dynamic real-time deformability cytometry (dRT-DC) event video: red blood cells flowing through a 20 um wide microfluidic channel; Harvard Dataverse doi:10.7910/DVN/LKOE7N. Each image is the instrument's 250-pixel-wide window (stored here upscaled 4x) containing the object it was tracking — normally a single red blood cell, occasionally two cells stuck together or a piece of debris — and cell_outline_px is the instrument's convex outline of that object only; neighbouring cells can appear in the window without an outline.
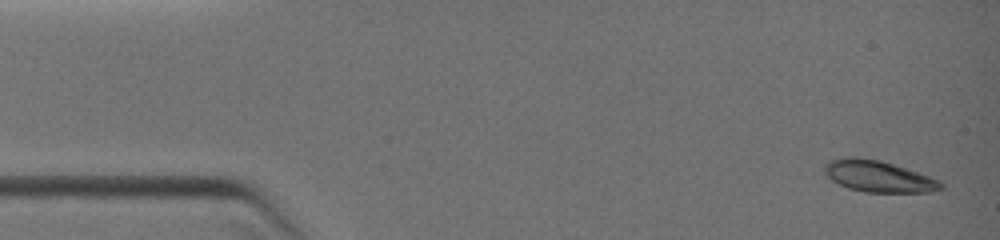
{"species": "common noctule bat (a hibernating species)", "species_latin": "Nyctalus noctula", "temperature_condition": "warm", "stored_images_in_passage": 6, "camera_frame_rate_fps": 3000, "um_per_image_px": 0.085, "animal": {"sex": "female", "body_mass_g": 19.0, "forearm_length_mm": 51.5}, "frame": {"image": 1, "passage_image": 1, "time_ms": 0.0, "image_size_px": [1000, 240], "cell_outline_px": [[944, 188], [932, 192], [864, 192], [848, 188], [832, 180], [824, 172], [824, 164], [828, 160], [848, 156], [852, 156], [880, 160], [940, 180], [944, 184]], "centroid_in_image_um": [74.65, 14.99], "position_along_channel_um": 10.4, "area_um2": 21.27}}
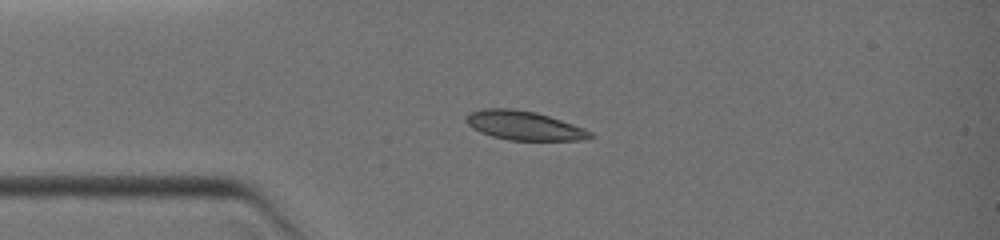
{"frame": {"image": 2, "passage_image": 4, "time_ms": 2.667, "image_size_px": [1000, 240], "cell_outline_px": [[596, 136], [584, 140], [508, 140], [492, 136], [480, 132], [472, 128], [468, 124], [468, 116], [472, 112], [484, 108], [512, 108], [536, 112], [584, 128], [592, 132]], "centroid_in_image_um": [44.59, 10.68], "position_along_channel_um": 40.4, "area_um2": 20.81}}
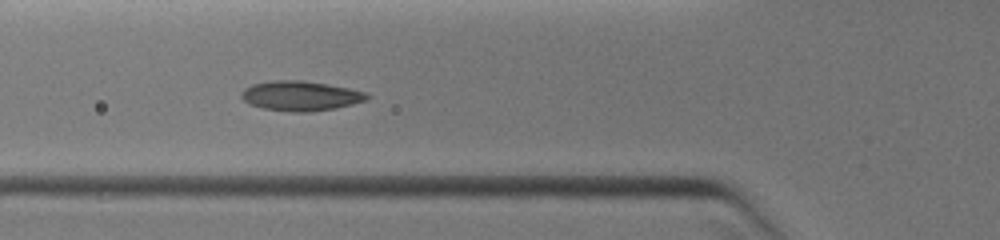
{"frame": {"image": 3, "passage_image": 6, "time_ms": 4.333, "image_size_px": [1000, 240], "cell_outline_px": [[372, 96], [364, 100], [352, 104], [336, 108], [308, 112], [292, 112], [264, 108], [252, 104], [244, 100], [240, 96], [244, 88], [252, 84], [272, 80], [300, 80], [348, 88], [368, 92]], "centroid_in_image_um": [25.56, 8.14], "position_along_channel_um": 100.2, "area_um2": 21.62}}